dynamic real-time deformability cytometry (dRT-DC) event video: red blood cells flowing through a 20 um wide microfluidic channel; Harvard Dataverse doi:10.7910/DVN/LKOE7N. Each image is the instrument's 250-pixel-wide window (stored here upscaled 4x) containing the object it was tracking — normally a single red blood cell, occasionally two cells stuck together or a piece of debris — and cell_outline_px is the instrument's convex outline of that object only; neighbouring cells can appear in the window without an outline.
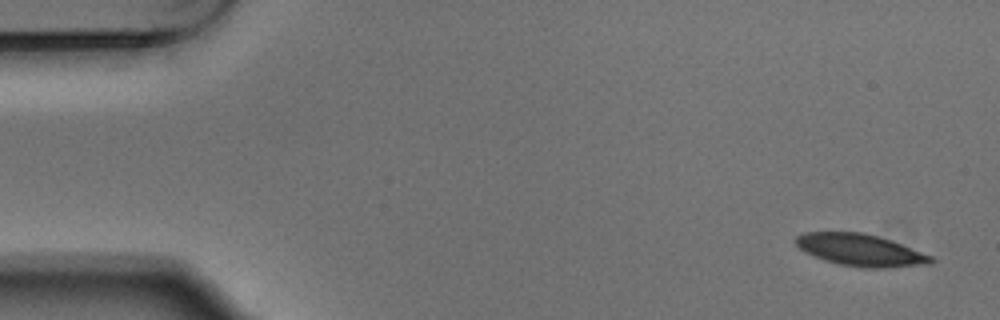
{"species": "Egyptian fruit bat (a non-hibernating species)", "species_latin": "Rousettus aegyptiacus", "temperature_condition": "warm", "stored_images_in_passage": 5, "camera_frame_rate_fps": 3000, "um_per_image_px": 0.085, "animal": {"sex": "male"}, "frame": {"image": 1, "passage_image": 1, "time_ms": 0.0, "image_size_px": [1000, 320], "cell_outline_px": [[936, 260], [932, 264], [888, 268], [864, 268], [840, 264], [824, 260], [800, 248], [796, 244], [796, 236], [804, 232], [864, 232], [892, 240], [932, 256]], "centroid_in_image_um": [73.2, 21.26], "position_along_channel_um": 11.8, "area_um2": 25.2}}
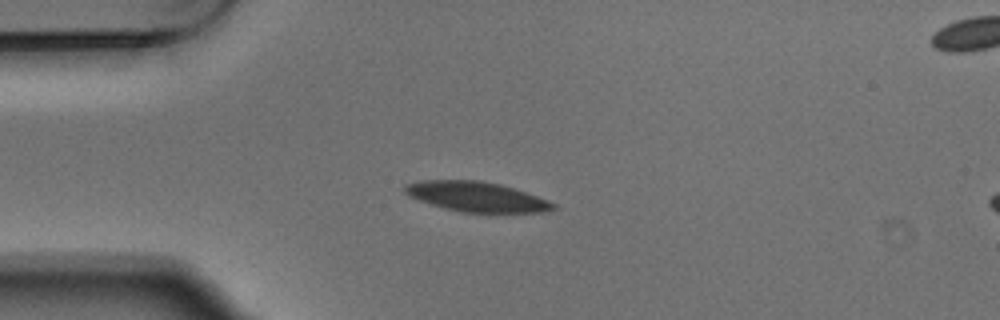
{"frame": {"image": 2, "passage_image": 4, "time_ms": 1.0, "image_size_px": [1000, 320], "cell_outline_px": [[556, 208], [544, 212], [460, 212], [444, 208], [408, 196], [404, 192], [404, 184], [420, 180], [480, 180], [500, 184], [548, 200], [556, 204]], "centroid_in_image_um": [40.46, 16.71], "position_along_channel_um": 44.5, "area_um2": 25.66}}